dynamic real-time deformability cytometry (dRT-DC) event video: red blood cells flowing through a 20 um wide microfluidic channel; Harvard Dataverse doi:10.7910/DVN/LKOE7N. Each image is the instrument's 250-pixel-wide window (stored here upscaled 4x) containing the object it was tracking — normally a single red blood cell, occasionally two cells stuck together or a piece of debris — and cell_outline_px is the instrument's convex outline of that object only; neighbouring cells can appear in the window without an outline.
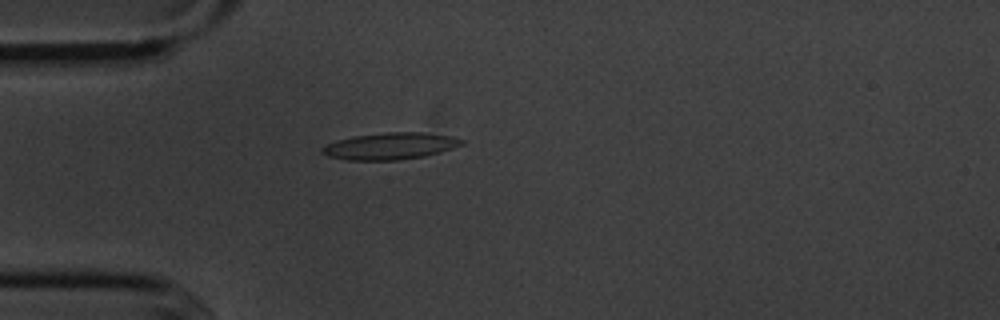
{"species": "common noctule bat (a hibernating species)", "species_latin": "Nyctalus noctula", "temperature_condition": "cold", "stored_images_in_passage": 4, "camera_frame_rate_fps": 3000, "um_per_image_px": 0.085, "animal": {"sex": "male", "body_mass_g": 20.1, "forearm_length_mm": 53.5}, "frame": {"image": 1, "passage_image": 4, "time_ms": 3.333, "image_size_px": [1000, 320], "cell_outline_px": [[464, 144], [440, 152], [424, 156], [400, 160], [344, 160], [328, 156], [320, 152], [320, 148], [324, 144], [336, 140], [352, 136], [388, 132], [424, 132], [452, 136], [464, 140]], "centroid_in_image_um": [33.12, 12.41], "position_along_channel_um": 51.9, "area_um2": 22.02}}